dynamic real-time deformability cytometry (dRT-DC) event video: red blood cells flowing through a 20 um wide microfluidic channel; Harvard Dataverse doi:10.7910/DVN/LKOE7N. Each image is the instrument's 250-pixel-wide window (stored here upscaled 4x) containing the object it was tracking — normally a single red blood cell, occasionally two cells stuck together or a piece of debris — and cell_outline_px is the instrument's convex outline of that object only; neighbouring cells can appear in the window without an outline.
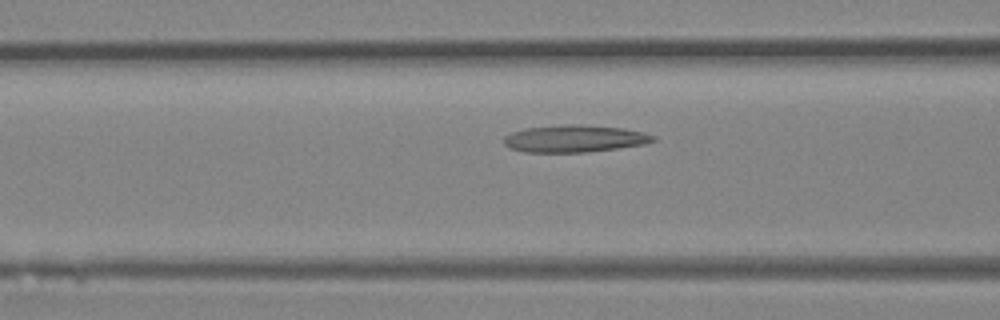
{"species": "Egyptian fruit bat (a non-hibernating species)", "species_latin": "Rousettus aegyptiacus", "temperature_condition": "room temperature", "stored_images_in_passage": 33, "camera_frame_rate_fps": 3000, "um_per_image_px": 0.085, "animal": {"sex": "female"}, "frame": {"image": 1, "passage_image": 13, "time_ms": 4.0, "image_size_px": [1000, 320], "cell_outline_px": [[656, 140], [644, 144], [588, 152], [524, 152], [508, 148], [504, 144], [504, 136], [512, 132], [524, 128], [564, 124], [580, 124], [624, 128], [644, 132], [656, 136]], "centroid_in_image_um": [48.82, 11.77], "position_along_channel_um": 117.8, "area_um2": 23.81}}
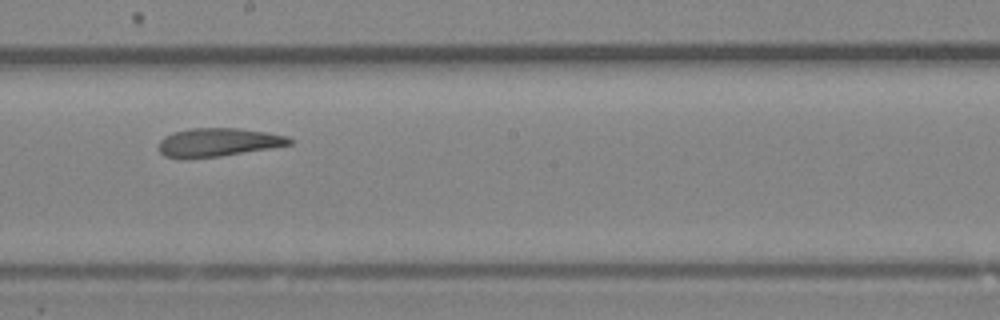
{"frame": {"image": 2, "passage_image": 20, "time_ms": 6.333, "image_size_px": [1000, 320], "cell_outline_px": [[292, 144], [220, 156], [184, 160], [164, 156], [156, 148], [160, 140], [164, 136], [172, 132], [192, 128], [236, 128], [264, 132], [288, 136], [292, 140]], "centroid_in_image_um": [18.43, 12.11], "position_along_channel_um": 229.8, "area_um2": 21.85}}
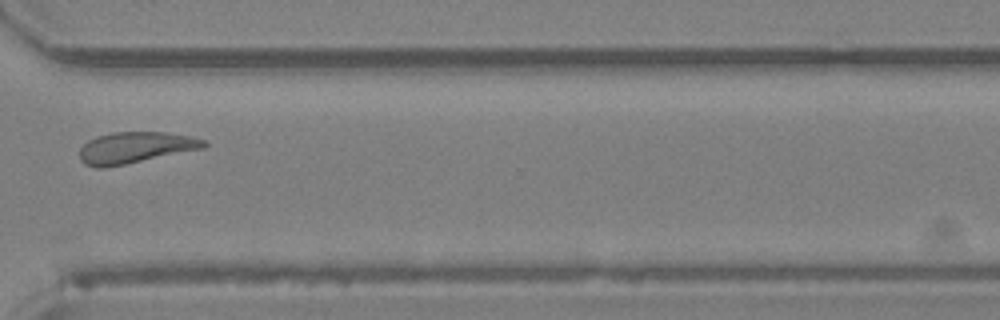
{"frame": {"image": 3, "passage_image": 28, "time_ms": 9.0, "image_size_px": [1000, 320], "cell_outline_px": [[208, 144], [204, 148], [104, 168], [96, 168], [84, 164], [80, 160], [80, 148], [88, 140], [96, 136], [112, 132], [164, 132], [192, 136], [204, 140]], "centroid_in_image_um": [11.47, 12.54], "position_along_channel_um": 359.1, "area_um2": 22.6}}